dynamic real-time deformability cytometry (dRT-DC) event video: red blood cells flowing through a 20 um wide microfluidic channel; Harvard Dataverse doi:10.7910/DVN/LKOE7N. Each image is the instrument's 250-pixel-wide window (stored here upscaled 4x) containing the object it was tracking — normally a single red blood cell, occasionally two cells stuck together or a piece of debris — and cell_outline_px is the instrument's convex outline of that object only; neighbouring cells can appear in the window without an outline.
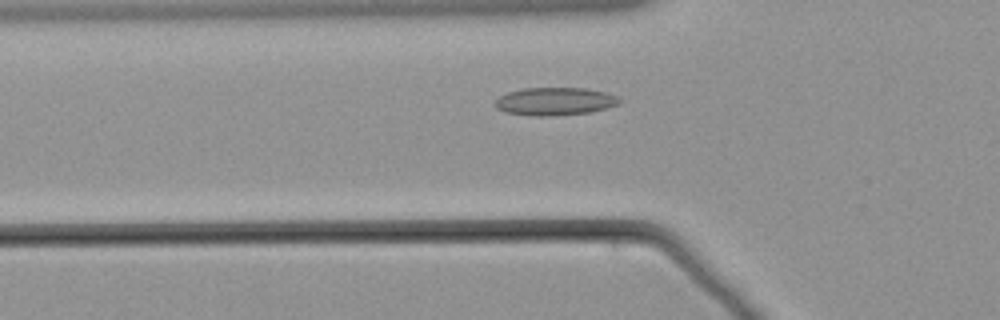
{"species": "common noctule bat (a hibernating species)", "species_latin": "Nyctalus noctula", "temperature_condition": "warm", "stored_images_in_passage": 50, "camera_frame_rate_fps": 3000, "um_per_image_px": 0.085, "animal": {"sex": "male", "body_mass_g": 21.5, "forearm_length_mm": 52.0}, "frame": {"image": 1, "passage_image": 11, "time_ms": 3.333, "image_size_px": [1000, 320], "cell_outline_px": [[620, 104], [588, 112], [552, 116], [536, 116], [504, 112], [496, 108], [492, 104], [500, 96], [508, 92], [524, 88], [588, 88], [608, 92], [616, 96], [620, 100]], "centroid_in_image_um": [47.14, 8.61], "position_along_channel_um": 78.7, "area_um2": 20.23}}
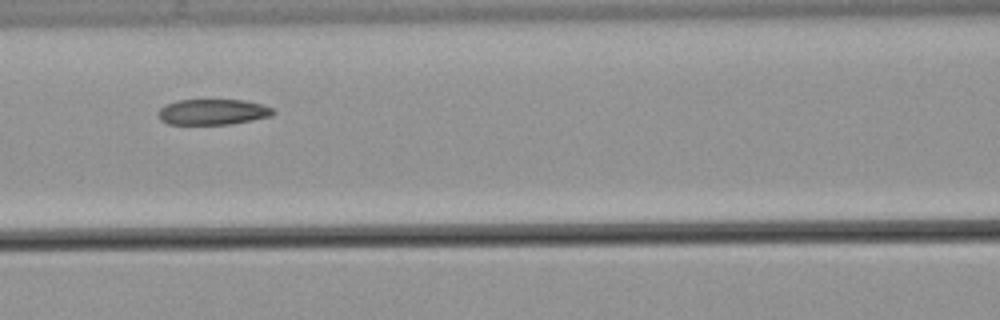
{"frame": {"image": 2, "passage_image": 17, "time_ms": 5.333, "image_size_px": [1000, 320], "cell_outline_px": [[276, 112], [272, 116], [232, 124], [168, 124], [160, 120], [156, 112], [160, 108], [176, 100], [244, 100], [260, 104], [272, 108]], "centroid_in_image_um": [18.07, 9.52], "position_along_channel_um": 148.5, "area_um2": 17.22}}
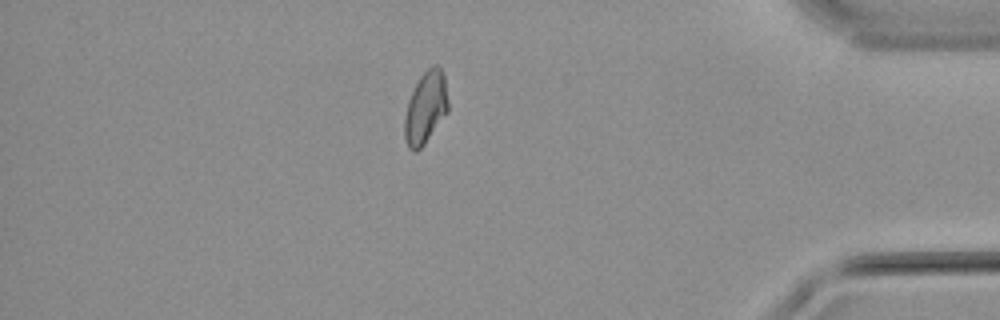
{"frame": {"image": 3, "passage_image": 42, "time_ms": 13.667, "image_size_px": [1000, 320], "cell_outline_px": [[448, 112], [424, 144], [416, 152], [412, 152], [408, 148], [404, 136], [404, 116], [408, 100], [420, 76], [432, 64], [436, 64], [440, 68], [444, 76], [448, 100]], "centroid_in_image_um": [36.17, 9.17], "position_along_channel_um": 399.0, "area_um2": 18.38}}